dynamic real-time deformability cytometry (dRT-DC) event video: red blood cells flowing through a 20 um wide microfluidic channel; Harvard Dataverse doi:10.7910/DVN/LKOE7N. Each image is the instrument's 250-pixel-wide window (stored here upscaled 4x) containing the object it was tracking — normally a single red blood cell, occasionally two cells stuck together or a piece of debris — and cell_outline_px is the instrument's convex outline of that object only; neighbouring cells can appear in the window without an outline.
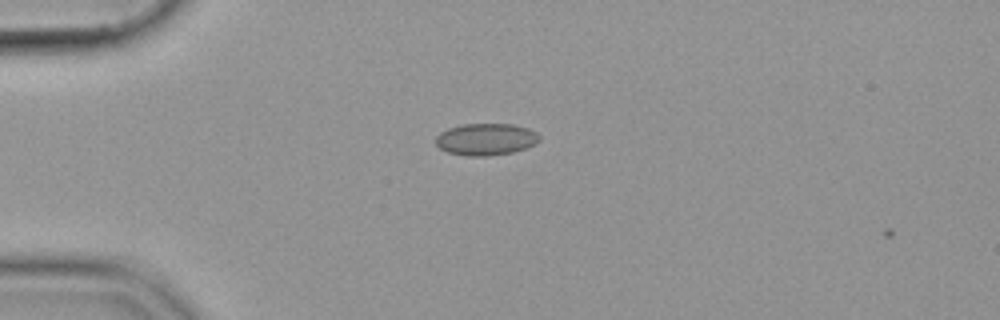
{"species": "common noctule bat (a hibernating species)", "species_latin": "Nyctalus noctula", "temperature_condition": "cold", "stored_images_in_passage": 5, "camera_frame_rate_fps": 3000, "um_per_image_px": 0.085, "animal": {"sex": "female", "body_mass_g": 19.9}, "frame": {"image": 1, "passage_image": 3, "time_ms": 0.667, "image_size_px": [1000, 320], "cell_outline_px": [[540, 140], [536, 144], [512, 152], [488, 156], [464, 156], [448, 152], [440, 148], [436, 144], [436, 136], [440, 132], [448, 128], [464, 124], [512, 124], [528, 128], [536, 132], [540, 136]], "centroid_in_image_um": [41.3, 11.84], "position_along_channel_um": 43.7, "area_um2": 19.31}}